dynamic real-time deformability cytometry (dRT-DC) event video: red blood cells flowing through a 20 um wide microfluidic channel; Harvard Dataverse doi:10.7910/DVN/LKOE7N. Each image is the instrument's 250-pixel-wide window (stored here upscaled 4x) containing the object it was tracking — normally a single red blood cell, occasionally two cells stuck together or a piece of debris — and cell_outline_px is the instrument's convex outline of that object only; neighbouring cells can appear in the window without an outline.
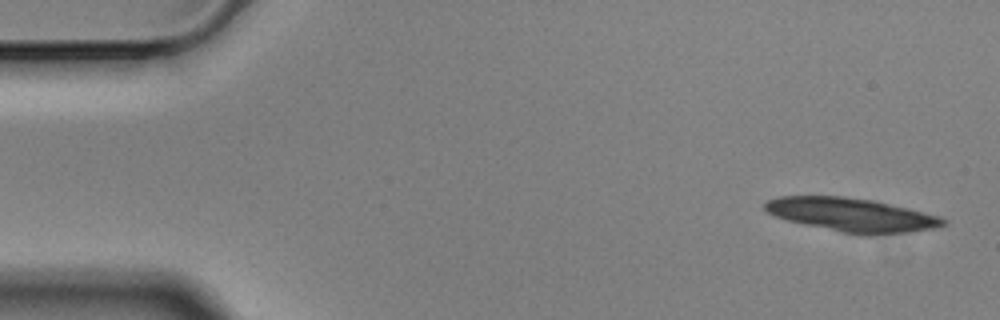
{"species": "Egyptian fruit bat (a non-hibernating species)", "species_latin": "Rousettus aegyptiacus", "temperature_condition": "cold", "stored_images_in_passage": 4, "camera_frame_rate_fps": 3000, "um_per_image_px": 0.085, "animal": {"sex": "male"}, "frame": {"image": 1, "passage_image": 1, "time_ms": 0.0, "image_size_px": [1000, 320], "cell_outline_px": [[948, 224], [940, 228], [908, 232], [872, 236], [864, 236], [840, 232], [788, 220], [776, 216], [768, 212], [764, 208], [764, 204], [768, 200], [780, 196], [844, 196], [872, 200], [908, 208], [940, 216], [948, 220]], "centroid_in_image_um": [72.48, 18.28], "position_along_channel_um": 12.5, "area_um2": 35.2}}